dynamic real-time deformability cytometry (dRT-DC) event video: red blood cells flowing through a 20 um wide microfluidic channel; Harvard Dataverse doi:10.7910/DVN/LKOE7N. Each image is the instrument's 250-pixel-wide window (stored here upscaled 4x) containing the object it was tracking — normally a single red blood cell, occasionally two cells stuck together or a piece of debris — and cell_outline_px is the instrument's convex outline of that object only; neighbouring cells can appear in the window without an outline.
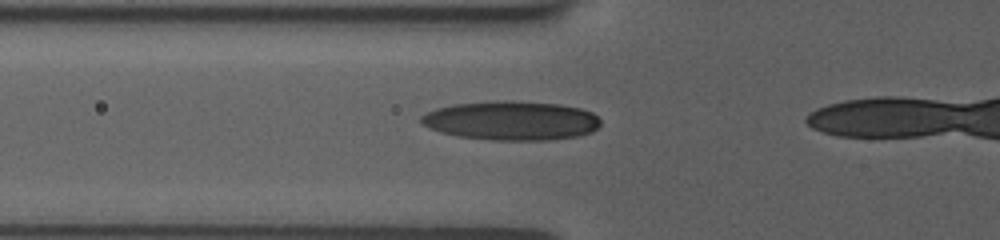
{"species": "human", "species_latin": "Homo sapiens", "temperature_condition": "room temperature", "stored_images_in_passage": 13, "camera_frame_rate_fps": 3000, "um_per_image_px": 0.085, "donor": {"sex": "female"}, "frame": {"image": 1, "passage_image": 11, "time_ms": 4.667, "image_size_px": [1000, 240], "cell_outline_px": [[600, 124], [592, 132], [576, 136], [548, 140], [492, 140], [456, 136], [440, 132], [428, 128], [420, 124], [420, 116], [436, 108], [452, 104], [500, 100], [512, 100], [560, 104], [580, 108], [592, 112], [600, 120]], "centroid_in_image_um": [43.42, 10.24], "position_along_channel_um": 82.4, "area_um2": 41.21}}